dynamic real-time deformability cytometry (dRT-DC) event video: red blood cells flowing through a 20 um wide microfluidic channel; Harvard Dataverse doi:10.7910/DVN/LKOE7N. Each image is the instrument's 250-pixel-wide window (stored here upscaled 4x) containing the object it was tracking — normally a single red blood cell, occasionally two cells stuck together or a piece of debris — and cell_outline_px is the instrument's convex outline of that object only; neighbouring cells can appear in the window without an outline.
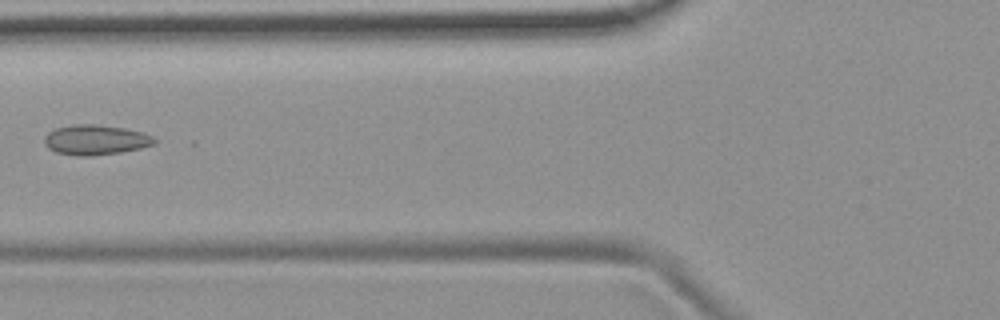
{"species": "common noctule bat (a hibernating species)", "species_latin": "Nyctalus noctula", "temperature_condition": "room temperature", "stored_images_in_passage": 6, "camera_frame_rate_fps": 3000, "um_per_image_px": 0.085, "animal": {"sex": "female", "body_mass_g": 19.9}, "frame": {"image": 1, "passage_image": 5, "time_ms": 4.667, "image_size_px": [1000, 320], "cell_outline_px": [[156, 144], [140, 148], [120, 152], [92, 156], [76, 156], [56, 152], [48, 148], [44, 144], [44, 136], [48, 132], [56, 128], [72, 124], [96, 124], [124, 128], [140, 132], [152, 136], [156, 140]], "centroid_in_image_um": [8.09, 11.89], "position_along_channel_um": 117.7, "area_um2": 19.31}}
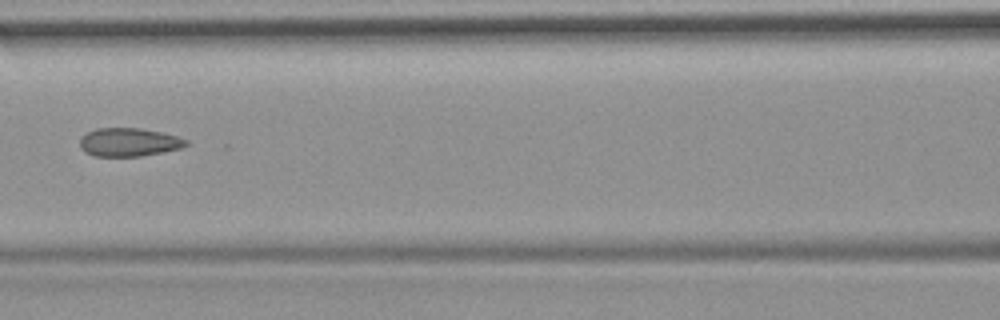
{"frame": {"image": 2, "passage_image": 6, "time_ms": 5.667, "image_size_px": [1000, 320], "cell_outline_px": [[188, 144], [180, 148], [164, 152], [140, 156], [92, 156], [84, 152], [80, 148], [80, 136], [96, 128], [140, 128], [160, 132], [176, 136], [188, 140]], "centroid_in_image_um": [10.92, 12.09], "position_along_channel_um": 155.7, "area_um2": 17.63}}